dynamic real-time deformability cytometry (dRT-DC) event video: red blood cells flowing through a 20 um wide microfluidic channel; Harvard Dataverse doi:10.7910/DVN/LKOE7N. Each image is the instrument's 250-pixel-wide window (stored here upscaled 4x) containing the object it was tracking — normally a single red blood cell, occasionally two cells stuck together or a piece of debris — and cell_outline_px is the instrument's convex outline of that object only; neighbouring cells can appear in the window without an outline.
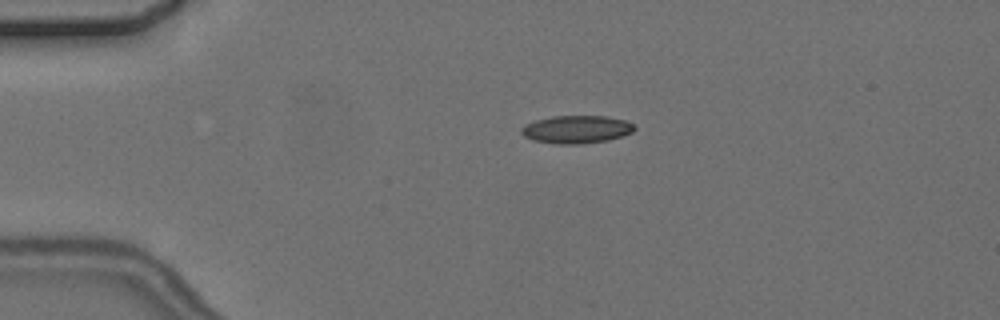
{"species": "common noctule bat (a hibernating species)", "species_latin": "Nyctalus noctula", "temperature_condition": "cold", "stored_images_in_passage": 6, "camera_frame_rate_fps": 3000, "um_per_image_px": 0.085, "animal": {"sex": "female", "body_mass_g": 24.6, "forearm_length_mm": 56.2}, "frame": {"image": 1, "passage_image": 1, "time_ms": 0.0, "image_size_px": [1000, 320], "cell_outline_px": [[636, 128], [632, 132], [624, 136], [608, 140], [580, 144], [556, 144], [532, 140], [524, 136], [520, 132], [520, 128], [524, 124], [536, 120], [552, 116], [604, 116], [624, 120], [636, 124]], "centroid_in_image_um": [49.0, 11.0], "position_along_channel_um": 36.0, "area_um2": 18.55}}
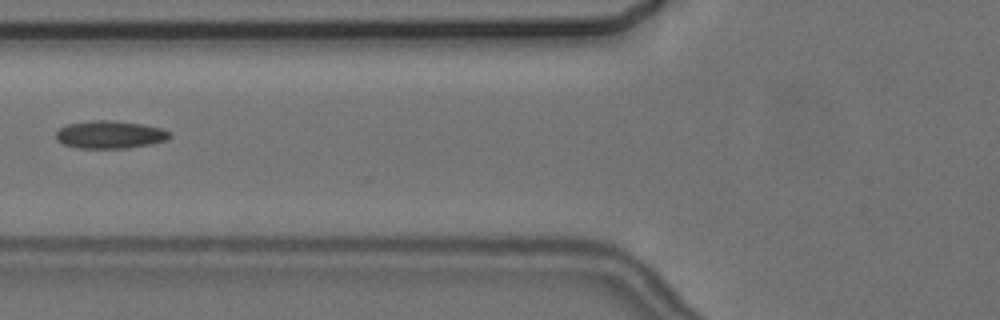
{"frame": {"image": 2, "passage_image": 3, "time_ms": 3.333, "image_size_px": [1000, 320], "cell_outline_px": [[172, 136], [168, 140], [128, 148], [80, 148], [64, 144], [56, 140], [56, 132], [60, 128], [68, 124], [92, 120], [112, 120], [144, 124], [164, 128]], "centroid_in_image_um": [9.37, 11.43], "position_along_channel_um": 116.4, "area_um2": 18.44}}
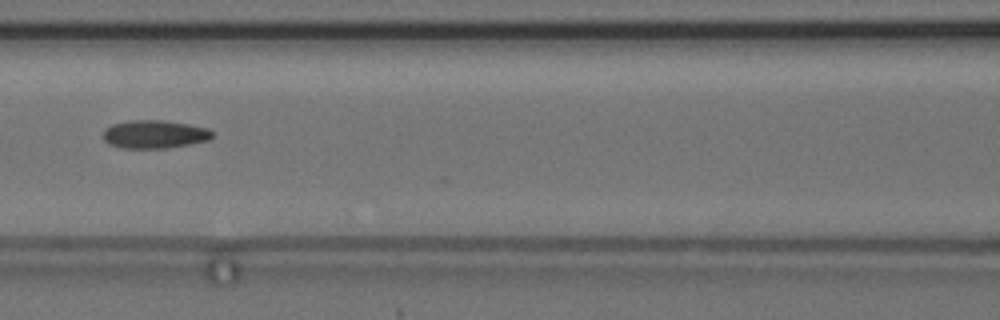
{"frame": {"image": 3, "passage_image": 4, "time_ms": 4.333, "image_size_px": [1000, 320], "cell_outline_px": [[212, 136], [208, 140], [188, 144], [164, 148], [120, 148], [108, 144], [104, 140], [104, 128], [112, 124], [128, 120], [164, 120], [188, 124], [208, 128], [212, 132]], "centroid_in_image_um": [13.08, 11.4], "position_along_channel_um": 153.5, "area_um2": 17.92}}